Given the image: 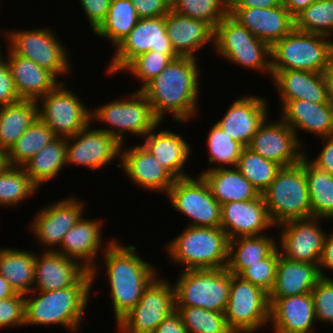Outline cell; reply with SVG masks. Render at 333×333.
Wrapping results in <instances>:
<instances>
[{"mask_svg": "<svg viewBox=\"0 0 333 333\" xmlns=\"http://www.w3.org/2000/svg\"><path fill=\"white\" fill-rule=\"evenodd\" d=\"M261 97L242 96L235 100L218 124L234 141L247 147L260 124L268 117Z\"/></svg>", "mask_w": 333, "mask_h": 333, "instance_id": "obj_24", "label": "cell"}, {"mask_svg": "<svg viewBox=\"0 0 333 333\" xmlns=\"http://www.w3.org/2000/svg\"><path fill=\"white\" fill-rule=\"evenodd\" d=\"M173 59L167 54L157 51H148L134 58L124 69L134 77L141 80L142 86L137 90H142L150 81L155 79Z\"/></svg>", "mask_w": 333, "mask_h": 333, "instance_id": "obj_47", "label": "cell"}, {"mask_svg": "<svg viewBox=\"0 0 333 333\" xmlns=\"http://www.w3.org/2000/svg\"><path fill=\"white\" fill-rule=\"evenodd\" d=\"M269 302V321L275 333H313L311 328L316 317L311 292L289 297H269Z\"/></svg>", "mask_w": 333, "mask_h": 333, "instance_id": "obj_23", "label": "cell"}, {"mask_svg": "<svg viewBox=\"0 0 333 333\" xmlns=\"http://www.w3.org/2000/svg\"><path fill=\"white\" fill-rule=\"evenodd\" d=\"M320 278L317 264L288 259L280 254L278 248L276 278L269 297H289L312 292Z\"/></svg>", "mask_w": 333, "mask_h": 333, "instance_id": "obj_31", "label": "cell"}, {"mask_svg": "<svg viewBox=\"0 0 333 333\" xmlns=\"http://www.w3.org/2000/svg\"><path fill=\"white\" fill-rule=\"evenodd\" d=\"M281 120L297 134L301 129L320 137L333 135V106L328 103H312L292 100L282 103Z\"/></svg>", "mask_w": 333, "mask_h": 333, "instance_id": "obj_28", "label": "cell"}, {"mask_svg": "<svg viewBox=\"0 0 333 333\" xmlns=\"http://www.w3.org/2000/svg\"><path fill=\"white\" fill-rule=\"evenodd\" d=\"M139 19L131 0H112L105 20L94 33L101 38L109 39L116 47Z\"/></svg>", "mask_w": 333, "mask_h": 333, "instance_id": "obj_39", "label": "cell"}, {"mask_svg": "<svg viewBox=\"0 0 333 333\" xmlns=\"http://www.w3.org/2000/svg\"><path fill=\"white\" fill-rule=\"evenodd\" d=\"M120 158L121 161L117 167H122L125 174L139 187L151 191H165L164 194H167L174 185L176 178L153 157L143 144L125 148V150L121 147Z\"/></svg>", "mask_w": 333, "mask_h": 333, "instance_id": "obj_22", "label": "cell"}, {"mask_svg": "<svg viewBox=\"0 0 333 333\" xmlns=\"http://www.w3.org/2000/svg\"><path fill=\"white\" fill-rule=\"evenodd\" d=\"M188 333H233L227 326L224 312L199 307H176Z\"/></svg>", "mask_w": 333, "mask_h": 333, "instance_id": "obj_45", "label": "cell"}, {"mask_svg": "<svg viewBox=\"0 0 333 333\" xmlns=\"http://www.w3.org/2000/svg\"><path fill=\"white\" fill-rule=\"evenodd\" d=\"M229 15L270 47L295 28V20L284 4L271 8H229Z\"/></svg>", "mask_w": 333, "mask_h": 333, "instance_id": "obj_21", "label": "cell"}, {"mask_svg": "<svg viewBox=\"0 0 333 333\" xmlns=\"http://www.w3.org/2000/svg\"><path fill=\"white\" fill-rule=\"evenodd\" d=\"M49 29L20 30L6 33L10 41V50L24 58L31 59L37 65L53 72L56 76L67 73L70 61L67 49Z\"/></svg>", "mask_w": 333, "mask_h": 333, "instance_id": "obj_15", "label": "cell"}, {"mask_svg": "<svg viewBox=\"0 0 333 333\" xmlns=\"http://www.w3.org/2000/svg\"><path fill=\"white\" fill-rule=\"evenodd\" d=\"M62 81L38 100V117L56 137H71L91 124V110Z\"/></svg>", "mask_w": 333, "mask_h": 333, "instance_id": "obj_13", "label": "cell"}, {"mask_svg": "<svg viewBox=\"0 0 333 333\" xmlns=\"http://www.w3.org/2000/svg\"><path fill=\"white\" fill-rule=\"evenodd\" d=\"M115 48V54L107 69L109 75L122 72L134 58L148 51L167 54L173 60L180 57L168 37L165 16L140 18Z\"/></svg>", "mask_w": 333, "mask_h": 333, "instance_id": "obj_12", "label": "cell"}, {"mask_svg": "<svg viewBox=\"0 0 333 333\" xmlns=\"http://www.w3.org/2000/svg\"><path fill=\"white\" fill-rule=\"evenodd\" d=\"M83 204L77 198L69 197L53 202L37 213L33 218L35 220H32L31 231L38 241L47 246L45 251H55V246L61 245L64 235L83 216Z\"/></svg>", "mask_w": 333, "mask_h": 333, "instance_id": "obj_19", "label": "cell"}, {"mask_svg": "<svg viewBox=\"0 0 333 333\" xmlns=\"http://www.w3.org/2000/svg\"><path fill=\"white\" fill-rule=\"evenodd\" d=\"M152 333H188V330L175 310Z\"/></svg>", "mask_w": 333, "mask_h": 333, "instance_id": "obj_55", "label": "cell"}, {"mask_svg": "<svg viewBox=\"0 0 333 333\" xmlns=\"http://www.w3.org/2000/svg\"><path fill=\"white\" fill-rule=\"evenodd\" d=\"M56 136L38 117L6 152L8 164L23 166Z\"/></svg>", "mask_w": 333, "mask_h": 333, "instance_id": "obj_40", "label": "cell"}, {"mask_svg": "<svg viewBox=\"0 0 333 333\" xmlns=\"http://www.w3.org/2000/svg\"><path fill=\"white\" fill-rule=\"evenodd\" d=\"M155 277L144 289L136 306L118 323L122 333H152L176 310L174 285Z\"/></svg>", "mask_w": 333, "mask_h": 333, "instance_id": "obj_11", "label": "cell"}, {"mask_svg": "<svg viewBox=\"0 0 333 333\" xmlns=\"http://www.w3.org/2000/svg\"><path fill=\"white\" fill-rule=\"evenodd\" d=\"M305 154L301 163L305 167L306 180L312 208V217L333 218V176L315 166Z\"/></svg>", "mask_w": 333, "mask_h": 333, "instance_id": "obj_38", "label": "cell"}, {"mask_svg": "<svg viewBox=\"0 0 333 333\" xmlns=\"http://www.w3.org/2000/svg\"><path fill=\"white\" fill-rule=\"evenodd\" d=\"M7 154L4 150L0 149V173L8 166Z\"/></svg>", "mask_w": 333, "mask_h": 333, "instance_id": "obj_61", "label": "cell"}, {"mask_svg": "<svg viewBox=\"0 0 333 333\" xmlns=\"http://www.w3.org/2000/svg\"><path fill=\"white\" fill-rule=\"evenodd\" d=\"M271 75L280 93L281 103L301 99L312 103H328L323 73L271 70Z\"/></svg>", "mask_w": 333, "mask_h": 333, "instance_id": "obj_29", "label": "cell"}, {"mask_svg": "<svg viewBox=\"0 0 333 333\" xmlns=\"http://www.w3.org/2000/svg\"><path fill=\"white\" fill-rule=\"evenodd\" d=\"M25 294L0 299V328L25 325Z\"/></svg>", "mask_w": 333, "mask_h": 333, "instance_id": "obj_50", "label": "cell"}, {"mask_svg": "<svg viewBox=\"0 0 333 333\" xmlns=\"http://www.w3.org/2000/svg\"><path fill=\"white\" fill-rule=\"evenodd\" d=\"M200 175L220 205L233 201H249L260 195V192L236 167L208 169Z\"/></svg>", "mask_w": 333, "mask_h": 333, "instance_id": "obj_33", "label": "cell"}, {"mask_svg": "<svg viewBox=\"0 0 333 333\" xmlns=\"http://www.w3.org/2000/svg\"><path fill=\"white\" fill-rule=\"evenodd\" d=\"M167 245L169 257L184 270L227 267L229 239L221 227L188 226Z\"/></svg>", "mask_w": 333, "mask_h": 333, "instance_id": "obj_4", "label": "cell"}, {"mask_svg": "<svg viewBox=\"0 0 333 333\" xmlns=\"http://www.w3.org/2000/svg\"><path fill=\"white\" fill-rule=\"evenodd\" d=\"M35 254L33 291H55L74 286L88 270L56 251Z\"/></svg>", "mask_w": 333, "mask_h": 333, "instance_id": "obj_25", "label": "cell"}, {"mask_svg": "<svg viewBox=\"0 0 333 333\" xmlns=\"http://www.w3.org/2000/svg\"><path fill=\"white\" fill-rule=\"evenodd\" d=\"M101 223L92 220L81 219L64 235L59 250L55 251L64 255L67 258L78 260L92 276V281L98 272V266L95 264V259L98 255V250L101 247ZM95 258V259H94ZM81 260L83 262H81ZM81 262V263H80Z\"/></svg>", "mask_w": 333, "mask_h": 333, "instance_id": "obj_26", "label": "cell"}, {"mask_svg": "<svg viewBox=\"0 0 333 333\" xmlns=\"http://www.w3.org/2000/svg\"><path fill=\"white\" fill-rule=\"evenodd\" d=\"M112 0H80L93 32L105 20Z\"/></svg>", "mask_w": 333, "mask_h": 333, "instance_id": "obj_53", "label": "cell"}, {"mask_svg": "<svg viewBox=\"0 0 333 333\" xmlns=\"http://www.w3.org/2000/svg\"><path fill=\"white\" fill-rule=\"evenodd\" d=\"M323 77L326 83L328 102L333 106V56L329 66L323 72Z\"/></svg>", "mask_w": 333, "mask_h": 333, "instance_id": "obj_59", "label": "cell"}, {"mask_svg": "<svg viewBox=\"0 0 333 333\" xmlns=\"http://www.w3.org/2000/svg\"><path fill=\"white\" fill-rule=\"evenodd\" d=\"M300 146L298 135L285 122L280 119L267 123L265 119L247 148L281 167H289L300 163L305 155Z\"/></svg>", "mask_w": 333, "mask_h": 333, "instance_id": "obj_16", "label": "cell"}, {"mask_svg": "<svg viewBox=\"0 0 333 333\" xmlns=\"http://www.w3.org/2000/svg\"><path fill=\"white\" fill-rule=\"evenodd\" d=\"M278 265V246L263 260L245 268L238 276L268 294L273 289Z\"/></svg>", "mask_w": 333, "mask_h": 333, "instance_id": "obj_48", "label": "cell"}, {"mask_svg": "<svg viewBox=\"0 0 333 333\" xmlns=\"http://www.w3.org/2000/svg\"><path fill=\"white\" fill-rule=\"evenodd\" d=\"M0 58V107L20 100L6 59Z\"/></svg>", "mask_w": 333, "mask_h": 333, "instance_id": "obj_52", "label": "cell"}, {"mask_svg": "<svg viewBox=\"0 0 333 333\" xmlns=\"http://www.w3.org/2000/svg\"><path fill=\"white\" fill-rule=\"evenodd\" d=\"M275 242L263 233L259 236L230 239L226 269L234 275H239L245 268L265 259L277 247L278 244Z\"/></svg>", "mask_w": 333, "mask_h": 333, "instance_id": "obj_36", "label": "cell"}, {"mask_svg": "<svg viewBox=\"0 0 333 333\" xmlns=\"http://www.w3.org/2000/svg\"><path fill=\"white\" fill-rule=\"evenodd\" d=\"M262 197L274 225L312 217L305 167H281Z\"/></svg>", "mask_w": 333, "mask_h": 333, "instance_id": "obj_5", "label": "cell"}, {"mask_svg": "<svg viewBox=\"0 0 333 333\" xmlns=\"http://www.w3.org/2000/svg\"><path fill=\"white\" fill-rule=\"evenodd\" d=\"M16 294V291L9 285L7 280L0 275V299H6Z\"/></svg>", "mask_w": 333, "mask_h": 333, "instance_id": "obj_60", "label": "cell"}, {"mask_svg": "<svg viewBox=\"0 0 333 333\" xmlns=\"http://www.w3.org/2000/svg\"><path fill=\"white\" fill-rule=\"evenodd\" d=\"M155 130L153 128L144 136L146 139L143 145L176 179L189 177L183 173V167L190 157V145L175 132L162 130L155 134Z\"/></svg>", "mask_w": 333, "mask_h": 333, "instance_id": "obj_32", "label": "cell"}, {"mask_svg": "<svg viewBox=\"0 0 333 333\" xmlns=\"http://www.w3.org/2000/svg\"><path fill=\"white\" fill-rule=\"evenodd\" d=\"M93 120L110 125L108 128L100 127V130L112 135L122 145L125 141L123 133L126 131L144 137L161 123L141 90L128 95V99H116L109 104L95 107L94 111L91 110V121Z\"/></svg>", "mask_w": 333, "mask_h": 333, "instance_id": "obj_8", "label": "cell"}, {"mask_svg": "<svg viewBox=\"0 0 333 333\" xmlns=\"http://www.w3.org/2000/svg\"><path fill=\"white\" fill-rule=\"evenodd\" d=\"M321 219L324 218L311 217L280 224V254L294 261L319 266L326 237V232L318 226Z\"/></svg>", "mask_w": 333, "mask_h": 333, "instance_id": "obj_18", "label": "cell"}, {"mask_svg": "<svg viewBox=\"0 0 333 333\" xmlns=\"http://www.w3.org/2000/svg\"><path fill=\"white\" fill-rule=\"evenodd\" d=\"M318 322L333 324V279L321 277L311 292Z\"/></svg>", "mask_w": 333, "mask_h": 333, "instance_id": "obj_49", "label": "cell"}, {"mask_svg": "<svg viewBox=\"0 0 333 333\" xmlns=\"http://www.w3.org/2000/svg\"><path fill=\"white\" fill-rule=\"evenodd\" d=\"M37 189L22 166L8 165L0 173V206H16Z\"/></svg>", "mask_w": 333, "mask_h": 333, "instance_id": "obj_42", "label": "cell"}, {"mask_svg": "<svg viewBox=\"0 0 333 333\" xmlns=\"http://www.w3.org/2000/svg\"><path fill=\"white\" fill-rule=\"evenodd\" d=\"M37 101L20 99L0 107V149L7 152L38 118Z\"/></svg>", "mask_w": 333, "mask_h": 333, "instance_id": "obj_34", "label": "cell"}, {"mask_svg": "<svg viewBox=\"0 0 333 333\" xmlns=\"http://www.w3.org/2000/svg\"><path fill=\"white\" fill-rule=\"evenodd\" d=\"M326 268L329 270H333V231L329 236L326 235L325 240H324V245L322 248V255L321 259L319 262V272L320 276L323 278L330 279L323 270L322 268Z\"/></svg>", "mask_w": 333, "mask_h": 333, "instance_id": "obj_56", "label": "cell"}, {"mask_svg": "<svg viewBox=\"0 0 333 333\" xmlns=\"http://www.w3.org/2000/svg\"><path fill=\"white\" fill-rule=\"evenodd\" d=\"M197 58L178 57L141 91L152 106L155 116L162 122L164 114L171 112L173 120L185 122L197 113L200 72Z\"/></svg>", "mask_w": 333, "mask_h": 333, "instance_id": "obj_1", "label": "cell"}, {"mask_svg": "<svg viewBox=\"0 0 333 333\" xmlns=\"http://www.w3.org/2000/svg\"><path fill=\"white\" fill-rule=\"evenodd\" d=\"M325 146L317 155V158L311 162L318 168L327 171L333 176V135L322 138ZM327 141V142H326Z\"/></svg>", "mask_w": 333, "mask_h": 333, "instance_id": "obj_54", "label": "cell"}, {"mask_svg": "<svg viewBox=\"0 0 333 333\" xmlns=\"http://www.w3.org/2000/svg\"><path fill=\"white\" fill-rule=\"evenodd\" d=\"M92 285V276L88 271L74 286L55 291H36L38 296L35 298L25 296V325L60 324L71 331L78 330Z\"/></svg>", "mask_w": 333, "mask_h": 333, "instance_id": "obj_3", "label": "cell"}, {"mask_svg": "<svg viewBox=\"0 0 333 333\" xmlns=\"http://www.w3.org/2000/svg\"><path fill=\"white\" fill-rule=\"evenodd\" d=\"M295 29L327 37L333 34V0H317L295 18Z\"/></svg>", "mask_w": 333, "mask_h": 333, "instance_id": "obj_44", "label": "cell"}, {"mask_svg": "<svg viewBox=\"0 0 333 333\" xmlns=\"http://www.w3.org/2000/svg\"><path fill=\"white\" fill-rule=\"evenodd\" d=\"M166 31L180 57H195V51L214 42V28L207 22L181 16L170 10L165 15Z\"/></svg>", "mask_w": 333, "mask_h": 333, "instance_id": "obj_30", "label": "cell"}, {"mask_svg": "<svg viewBox=\"0 0 333 333\" xmlns=\"http://www.w3.org/2000/svg\"><path fill=\"white\" fill-rule=\"evenodd\" d=\"M283 4V0H229V8H271Z\"/></svg>", "mask_w": 333, "mask_h": 333, "instance_id": "obj_57", "label": "cell"}, {"mask_svg": "<svg viewBox=\"0 0 333 333\" xmlns=\"http://www.w3.org/2000/svg\"><path fill=\"white\" fill-rule=\"evenodd\" d=\"M6 59L20 99L38 101L60 83L53 72L10 49Z\"/></svg>", "mask_w": 333, "mask_h": 333, "instance_id": "obj_27", "label": "cell"}, {"mask_svg": "<svg viewBox=\"0 0 333 333\" xmlns=\"http://www.w3.org/2000/svg\"><path fill=\"white\" fill-rule=\"evenodd\" d=\"M332 56L333 41L329 37L294 28L271 47V70L323 73Z\"/></svg>", "mask_w": 333, "mask_h": 333, "instance_id": "obj_6", "label": "cell"}, {"mask_svg": "<svg viewBox=\"0 0 333 333\" xmlns=\"http://www.w3.org/2000/svg\"><path fill=\"white\" fill-rule=\"evenodd\" d=\"M167 196L174 209L193 219L188 226L220 227L221 205L201 175L176 179Z\"/></svg>", "mask_w": 333, "mask_h": 333, "instance_id": "obj_14", "label": "cell"}, {"mask_svg": "<svg viewBox=\"0 0 333 333\" xmlns=\"http://www.w3.org/2000/svg\"><path fill=\"white\" fill-rule=\"evenodd\" d=\"M66 154V138L56 137L22 167L39 188L43 183L59 175L60 170L67 164Z\"/></svg>", "mask_w": 333, "mask_h": 333, "instance_id": "obj_37", "label": "cell"}, {"mask_svg": "<svg viewBox=\"0 0 333 333\" xmlns=\"http://www.w3.org/2000/svg\"><path fill=\"white\" fill-rule=\"evenodd\" d=\"M105 245L102 254L109 279L111 305L118 323L136 306L144 289L158 274L152 264L135 254L136 246H123L116 240Z\"/></svg>", "mask_w": 333, "mask_h": 333, "instance_id": "obj_2", "label": "cell"}, {"mask_svg": "<svg viewBox=\"0 0 333 333\" xmlns=\"http://www.w3.org/2000/svg\"><path fill=\"white\" fill-rule=\"evenodd\" d=\"M34 273V252L14 248L0 249V275L16 293L28 295L33 291Z\"/></svg>", "mask_w": 333, "mask_h": 333, "instance_id": "obj_35", "label": "cell"}, {"mask_svg": "<svg viewBox=\"0 0 333 333\" xmlns=\"http://www.w3.org/2000/svg\"><path fill=\"white\" fill-rule=\"evenodd\" d=\"M139 18L165 16L171 10V0H131Z\"/></svg>", "mask_w": 333, "mask_h": 333, "instance_id": "obj_51", "label": "cell"}, {"mask_svg": "<svg viewBox=\"0 0 333 333\" xmlns=\"http://www.w3.org/2000/svg\"><path fill=\"white\" fill-rule=\"evenodd\" d=\"M233 333H253L269 321V294L240 276L231 273L229 299L224 311Z\"/></svg>", "mask_w": 333, "mask_h": 333, "instance_id": "obj_10", "label": "cell"}, {"mask_svg": "<svg viewBox=\"0 0 333 333\" xmlns=\"http://www.w3.org/2000/svg\"><path fill=\"white\" fill-rule=\"evenodd\" d=\"M171 10L215 28L229 14V0H171Z\"/></svg>", "mask_w": 333, "mask_h": 333, "instance_id": "obj_43", "label": "cell"}, {"mask_svg": "<svg viewBox=\"0 0 333 333\" xmlns=\"http://www.w3.org/2000/svg\"><path fill=\"white\" fill-rule=\"evenodd\" d=\"M275 227L260 194L249 201H233L221 205L220 227L228 239L259 236L262 231Z\"/></svg>", "mask_w": 333, "mask_h": 333, "instance_id": "obj_20", "label": "cell"}, {"mask_svg": "<svg viewBox=\"0 0 333 333\" xmlns=\"http://www.w3.org/2000/svg\"><path fill=\"white\" fill-rule=\"evenodd\" d=\"M213 44L216 52L230 62L271 74V47L231 15L224 17L214 28Z\"/></svg>", "mask_w": 333, "mask_h": 333, "instance_id": "obj_9", "label": "cell"}, {"mask_svg": "<svg viewBox=\"0 0 333 333\" xmlns=\"http://www.w3.org/2000/svg\"><path fill=\"white\" fill-rule=\"evenodd\" d=\"M315 1L317 0H283V4L289 14L295 18Z\"/></svg>", "mask_w": 333, "mask_h": 333, "instance_id": "obj_58", "label": "cell"}, {"mask_svg": "<svg viewBox=\"0 0 333 333\" xmlns=\"http://www.w3.org/2000/svg\"><path fill=\"white\" fill-rule=\"evenodd\" d=\"M236 168L262 194L275 179L281 166L244 147Z\"/></svg>", "mask_w": 333, "mask_h": 333, "instance_id": "obj_41", "label": "cell"}, {"mask_svg": "<svg viewBox=\"0 0 333 333\" xmlns=\"http://www.w3.org/2000/svg\"><path fill=\"white\" fill-rule=\"evenodd\" d=\"M177 281L176 307L225 311L231 288V272L226 268L184 270Z\"/></svg>", "mask_w": 333, "mask_h": 333, "instance_id": "obj_7", "label": "cell"}, {"mask_svg": "<svg viewBox=\"0 0 333 333\" xmlns=\"http://www.w3.org/2000/svg\"><path fill=\"white\" fill-rule=\"evenodd\" d=\"M207 146L209 149V162L210 163H221L219 166L211 167L223 168V165H230L231 167H236L243 150V146L234 141L224 130L218 125L214 124L212 129L209 131Z\"/></svg>", "mask_w": 333, "mask_h": 333, "instance_id": "obj_46", "label": "cell"}, {"mask_svg": "<svg viewBox=\"0 0 333 333\" xmlns=\"http://www.w3.org/2000/svg\"><path fill=\"white\" fill-rule=\"evenodd\" d=\"M89 126L66 138V163L94 171L108 165L117 156L120 158L121 147L125 145L99 128L91 129Z\"/></svg>", "mask_w": 333, "mask_h": 333, "instance_id": "obj_17", "label": "cell"}]
</instances>
